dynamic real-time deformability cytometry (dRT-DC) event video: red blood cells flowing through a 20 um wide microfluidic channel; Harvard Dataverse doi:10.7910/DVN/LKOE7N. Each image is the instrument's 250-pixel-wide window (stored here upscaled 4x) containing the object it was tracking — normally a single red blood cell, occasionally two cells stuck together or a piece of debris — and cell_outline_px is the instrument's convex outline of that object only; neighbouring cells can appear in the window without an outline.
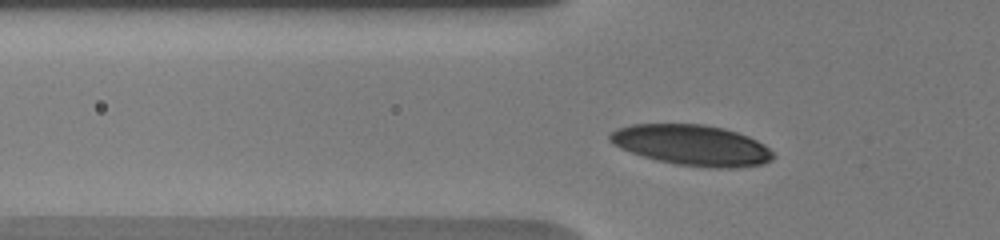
{"species": "human", "species_latin": "Homo sapiens", "temperature_condition": "warm", "stored_images_in_passage": 28, "camera_frame_rate_fps": 3000, "um_per_image_px": 0.085, "donor": {"sex": "male"}, "frame": {"image": 1, "passage_image": 16, "time_ms": 3.0, "image_size_px": [1000, 240], "cell_outline_px": [[776, 156], [772, 160], [764, 164], [736, 168], [712, 168], [676, 164], [656, 160], [620, 148], [608, 140], [608, 136], [616, 128], [632, 124], [704, 124], [724, 128], [748, 136], [764, 144]], "centroid_in_image_um": [58.83, 12.34], "position_along_channel_um": 67.0, "area_um2": 38.78}}
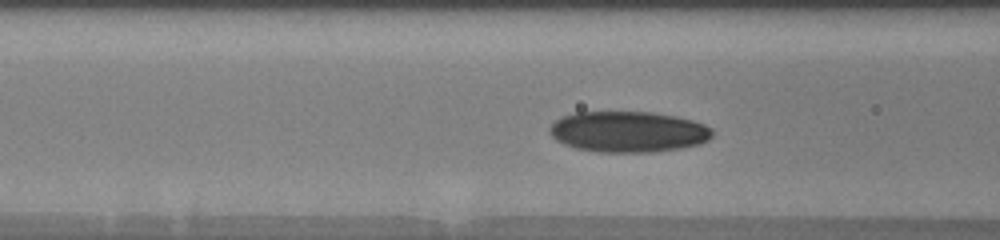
{"frame": {"image": 2, "passage_image": 23, "time_ms": 4.333, "image_size_px": [1000, 240], "cell_outline_px": [[712, 136], [708, 140], [700, 144], [680, 148], [652, 152], [600, 152], [576, 148], [564, 144], [556, 140], [552, 136], [548, 128], [560, 116], [576, 112], [652, 112], [676, 116], [692, 120], [704, 124], [712, 128]], "centroid_in_image_um": [53.39, 11.19], "position_along_channel_um": 113.2, "area_um2": 38.9}}